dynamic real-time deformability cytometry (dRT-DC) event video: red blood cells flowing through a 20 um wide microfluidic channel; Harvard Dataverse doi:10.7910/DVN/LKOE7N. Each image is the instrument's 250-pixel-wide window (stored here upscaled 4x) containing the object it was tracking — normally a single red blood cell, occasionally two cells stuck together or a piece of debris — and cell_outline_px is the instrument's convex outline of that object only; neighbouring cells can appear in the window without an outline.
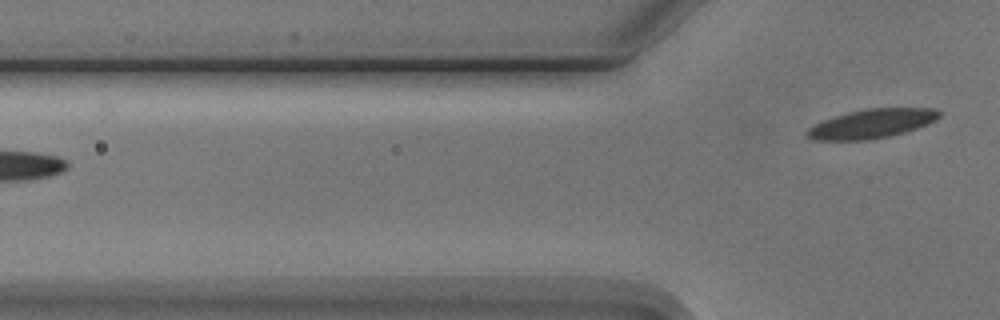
{"species": "Egyptian fruit bat (a non-hibernating species)", "species_latin": "Rousettus aegyptiacus", "temperature_condition": "cold", "stored_images_in_passage": 2, "camera_frame_rate_fps": 3000, "um_per_image_px": 0.085, "animal": {"sex": "male"}, "frame": {"image": 1, "passage_image": 2, "time_ms": 1.333, "image_size_px": [1000, 320], "cell_outline_px": [[940, 116], [936, 120], [916, 128], [904, 132], [888, 136], [868, 140], [812, 140], [804, 132], [812, 124], [848, 112], [864, 108], [932, 108], [940, 112]], "centroid_in_image_um": [74.05, 10.51], "position_along_channel_um": 51.7, "area_um2": 22.31}}